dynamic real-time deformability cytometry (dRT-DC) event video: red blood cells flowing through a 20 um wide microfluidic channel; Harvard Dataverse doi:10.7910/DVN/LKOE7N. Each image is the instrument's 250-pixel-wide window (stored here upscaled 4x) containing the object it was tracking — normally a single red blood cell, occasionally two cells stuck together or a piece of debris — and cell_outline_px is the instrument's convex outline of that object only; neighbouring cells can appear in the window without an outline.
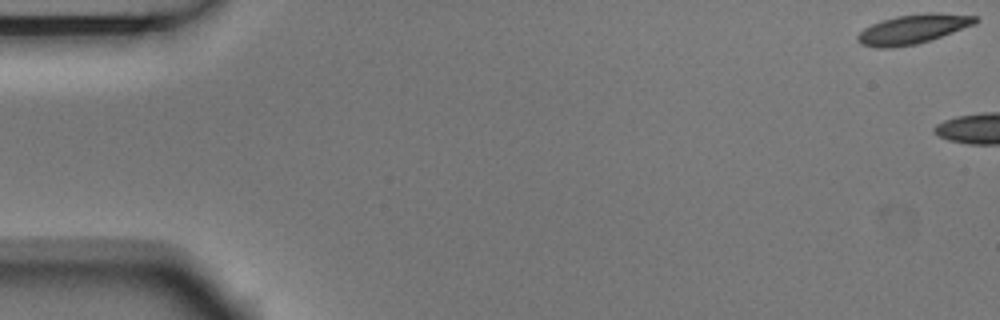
{"species": "Egyptian fruit bat (a non-hibernating species)", "species_latin": "Rousettus aegyptiacus", "temperature_condition": "room temperature", "stored_images_in_passage": 5, "camera_frame_rate_fps": 3000, "um_per_image_px": 0.085, "animal": {"sex": "male"}, "frame": {"image": 1, "passage_image": 1, "time_ms": 0.0, "image_size_px": [1000, 320], "cell_outline_px": [[980, 20], [976, 24], [932, 40], [916, 44], [892, 48], [876, 48], [860, 44], [856, 40], [856, 36], [864, 28], [872, 24], [896, 16], [928, 12], [936, 12], [976, 16]], "centroid_in_image_um": [77.62, 2.48], "position_along_channel_um": 7.4, "area_um2": 20.4}}